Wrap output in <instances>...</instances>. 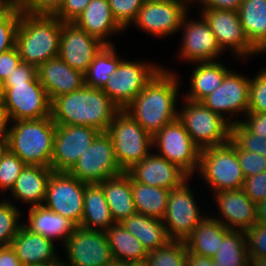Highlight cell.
Wrapping results in <instances>:
<instances>
[{"label":"cell","mask_w":266,"mask_h":266,"mask_svg":"<svg viewBox=\"0 0 266 266\" xmlns=\"http://www.w3.org/2000/svg\"><path fill=\"white\" fill-rule=\"evenodd\" d=\"M177 72L164 65L124 109L152 136L178 119V103L182 98L180 88L185 84Z\"/></svg>","instance_id":"6da1fadb"},{"label":"cell","mask_w":266,"mask_h":266,"mask_svg":"<svg viewBox=\"0 0 266 266\" xmlns=\"http://www.w3.org/2000/svg\"><path fill=\"white\" fill-rule=\"evenodd\" d=\"M121 110L99 88L83 86L51 101V118L56 125H85L106 132Z\"/></svg>","instance_id":"7a4b0ae2"},{"label":"cell","mask_w":266,"mask_h":266,"mask_svg":"<svg viewBox=\"0 0 266 266\" xmlns=\"http://www.w3.org/2000/svg\"><path fill=\"white\" fill-rule=\"evenodd\" d=\"M62 21L55 16L21 12L16 48L22 62L38 68L59 53Z\"/></svg>","instance_id":"3957f363"},{"label":"cell","mask_w":266,"mask_h":266,"mask_svg":"<svg viewBox=\"0 0 266 266\" xmlns=\"http://www.w3.org/2000/svg\"><path fill=\"white\" fill-rule=\"evenodd\" d=\"M56 124L51 116L9 122L8 150L26 165L50 167Z\"/></svg>","instance_id":"277c9868"},{"label":"cell","mask_w":266,"mask_h":266,"mask_svg":"<svg viewBox=\"0 0 266 266\" xmlns=\"http://www.w3.org/2000/svg\"><path fill=\"white\" fill-rule=\"evenodd\" d=\"M199 177V178H197ZM199 179V181H197ZM193 180L205 188L210 196L220 191L242 189L245 176L237 156L236 146L229 141L225 145L202 149L200 152L199 168ZM204 182V183H203ZM204 190V191H203ZM211 192V193H210Z\"/></svg>","instance_id":"5b68a950"},{"label":"cell","mask_w":266,"mask_h":266,"mask_svg":"<svg viewBox=\"0 0 266 266\" xmlns=\"http://www.w3.org/2000/svg\"><path fill=\"white\" fill-rule=\"evenodd\" d=\"M191 180L193 181V178H189L180 187L170 191L162 222L171 240L184 241L209 214L207 209L209 202L206 201L205 204V201L202 200L205 198H200L197 195L195 191H198L199 188L197 189L193 184L195 182ZM198 200L202 202L200 203ZM203 202L207 208L204 207Z\"/></svg>","instance_id":"8992f818"},{"label":"cell","mask_w":266,"mask_h":266,"mask_svg":"<svg viewBox=\"0 0 266 266\" xmlns=\"http://www.w3.org/2000/svg\"><path fill=\"white\" fill-rule=\"evenodd\" d=\"M179 104L178 120L201 150L225 145L230 141L231 124L222 116L211 111L202 102L182 97Z\"/></svg>","instance_id":"52a82bcc"},{"label":"cell","mask_w":266,"mask_h":266,"mask_svg":"<svg viewBox=\"0 0 266 266\" xmlns=\"http://www.w3.org/2000/svg\"><path fill=\"white\" fill-rule=\"evenodd\" d=\"M106 133L112 139L114 155L123 172L153 150L152 135L124 110L115 116Z\"/></svg>","instance_id":"ba28073f"},{"label":"cell","mask_w":266,"mask_h":266,"mask_svg":"<svg viewBox=\"0 0 266 266\" xmlns=\"http://www.w3.org/2000/svg\"><path fill=\"white\" fill-rule=\"evenodd\" d=\"M216 37L221 50L232 55V61L246 66L249 59L262 57L245 35L239 11L225 9H198ZM228 51V52H227Z\"/></svg>","instance_id":"9c48e42d"},{"label":"cell","mask_w":266,"mask_h":266,"mask_svg":"<svg viewBox=\"0 0 266 266\" xmlns=\"http://www.w3.org/2000/svg\"><path fill=\"white\" fill-rule=\"evenodd\" d=\"M130 59L124 57L120 61L115 74L102 88L120 110H124L163 68L160 61Z\"/></svg>","instance_id":"30bf717a"},{"label":"cell","mask_w":266,"mask_h":266,"mask_svg":"<svg viewBox=\"0 0 266 266\" xmlns=\"http://www.w3.org/2000/svg\"><path fill=\"white\" fill-rule=\"evenodd\" d=\"M190 10L184 17L178 34L181 36L180 43L175 51V57L186 64L195 62H215L222 60L225 53L217 43L214 33L208 22L200 14L195 15ZM193 13V15L190 14ZM179 48V49H178Z\"/></svg>","instance_id":"8fae6325"},{"label":"cell","mask_w":266,"mask_h":266,"mask_svg":"<svg viewBox=\"0 0 266 266\" xmlns=\"http://www.w3.org/2000/svg\"><path fill=\"white\" fill-rule=\"evenodd\" d=\"M152 147L156 154L178 166L190 178L197 173L201 149L178 119L152 136Z\"/></svg>","instance_id":"7c38bea8"},{"label":"cell","mask_w":266,"mask_h":266,"mask_svg":"<svg viewBox=\"0 0 266 266\" xmlns=\"http://www.w3.org/2000/svg\"><path fill=\"white\" fill-rule=\"evenodd\" d=\"M249 84L250 75L233 67L222 84L201 102L231 125L240 123L248 112Z\"/></svg>","instance_id":"4fadbf2b"},{"label":"cell","mask_w":266,"mask_h":266,"mask_svg":"<svg viewBox=\"0 0 266 266\" xmlns=\"http://www.w3.org/2000/svg\"><path fill=\"white\" fill-rule=\"evenodd\" d=\"M190 9L175 0H146L136 20L129 28L146 33L157 40L177 35L185 15Z\"/></svg>","instance_id":"5bb4252c"},{"label":"cell","mask_w":266,"mask_h":266,"mask_svg":"<svg viewBox=\"0 0 266 266\" xmlns=\"http://www.w3.org/2000/svg\"><path fill=\"white\" fill-rule=\"evenodd\" d=\"M9 122L51 116V101L40 82L2 83Z\"/></svg>","instance_id":"9a60e30c"},{"label":"cell","mask_w":266,"mask_h":266,"mask_svg":"<svg viewBox=\"0 0 266 266\" xmlns=\"http://www.w3.org/2000/svg\"><path fill=\"white\" fill-rule=\"evenodd\" d=\"M68 173L87 184L101 183L123 173L116 161L111 137L101 132Z\"/></svg>","instance_id":"2e32d148"},{"label":"cell","mask_w":266,"mask_h":266,"mask_svg":"<svg viewBox=\"0 0 266 266\" xmlns=\"http://www.w3.org/2000/svg\"><path fill=\"white\" fill-rule=\"evenodd\" d=\"M61 251V266H106L114 260L105 231L78 227Z\"/></svg>","instance_id":"e0dca14e"},{"label":"cell","mask_w":266,"mask_h":266,"mask_svg":"<svg viewBox=\"0 0 266 266\" xmlns=\"http://www.w3.org/2000/svg\"><path fill=\"white\" fill-rule=\"evenodd\" d=\"M85 188L86 183L68 172L53 171L47 184L43 205L80 227Z\"/></svg>","instance_id":"ac0fdd59"},{"label":"cell","mask_w":266,"mask_h":266,"mask_svg":"<svg viewBox=\"0 0 266 266\" xmlns=\"http://www.w3.org/2000/svg\"><path fill=\"white\" fill-rule=\"evenodd\" d=\"M100 133L85 125H56L50 168L68 172Z\"/></svg>","instance_id":"d6986e66"},{"label":"cell","mask_w":266,"mask_h":266,"mask_svg":"<svg viewBox=\"0 0 266 266\" xmlns=\"http://www.w3.org/2000/svg\"><path fill=\"white\" fill-rule=\"evenodd\" d=\"M211 199L213 205L210 204ZM210 200H208V205H211L208 206V212L229 230L246 232L257 222L256 204L242 189L213 193Z\"/></svg>","instance_id":"ffe728a7"},{"label":"cell","mask_w":266,"mask_h":266,"mask_svg":"<svg viewBox=\"0 0 266 266\" xmlns=\"http://www.w3.org/2000/svg\"><path fill=\"white\" fill-rule=\"evenodd\" d=\"M104 46V43L73 22H62L58 56L72 69L85 74Z\"/></svg>","instance_id":"44dd1931"},{"label":"cell","mask_w":266,"mask_h":266,"mask_svg":"<svg viewBox=\"0 0 266 266\" xmlns=\"http://www.w3.org/2000/svg\"><path fill=\"white\" fill-rule=\"evenodd\" d=\"M127 173L141 184L175 190L190 177L178 166L168 162L153 150Z\"/></svg>","instance_id":"7402d4cb"},{"label":"cell","mask_w":266,"mask_h":266,"mask_svg":"<svg viewBox=\"0 0 266 266\" xmlns=\"http://www.w3.org/2000/svg\"><path fill=\"white\" fill-rule=\"evenodd\" d=\"M54 241L20 226L10 246L23 266H61V254Z\"/></svg>","instance_id":"603a6c76"},{"label":"cell","mask_w":266,"mask_h":266,"mask_svg":"<svg viewBox=\"0 0 266 266\" xmlns=\"http://www.w3.org/2000/svg\"><path fill=\"white\" fill-rule=\"evenodd\" d=\"M22 212L27 215H22V225L32 233L54 241L60 250L78 228L74 222L44 205L28 207Z\"/></svg>","instance_id":"cb8c5ba5"},{"label":"cell","mask_w":266,"mask_h":266,"mask_svg":"<svg viewBox=\"0 0 266 266\" xmlns=\"http://www.w3.org/2000/svg\"><path fill=\"white\" fill-rule=\"evenodd\" d=\"M52 172L50 167L26 165L7 193V198H3L20 208L23 204L24 208L43 205Z\"/></svg>","instance_id":"d4e9b609"},{"label":"cell","mask_w":266,"mask_h":266,"mask_svg":"<svg viewBox=\"0 0 266 266\" xmlns=\"http://www.w3.org/2000/svg\"><path fill=\"white\" fill-rule=\"evenodd\" d=\"M37 76L50 101L85 85L84 74L72 69L59 56L41 64L37 68Z\"/></svg>","instance_id":"484cf974"},{"label":"cell","mask_w":266,"mask_h":266,"mask_svg":"<svg viewBox=\"0 0 266 266\" xmlns=\"http://www.w3.org/2000/svg\"><path fill=\"white\" fill-rule=\"evenodd\" d=\"M73 23L105 45H115L111 39L126 33L113 17L109 0H91Z\"/></svg>","instance_id":"4316f807"},{"label":"cell","mask_w":266,"mask_h":266,"mask_svg":"<svg viewBox=\"0 0 266 266\" xmlns=\"http://www.w3.org/2000/svg\"><path fill=\"white\" fill-rule=\"evenodd\" d=\"M189 66L192 67L188 74V89L183 88L182 97L195 102H201L216 90L232 69L229 64L227 66L224 59L215 62H195Z\"/></svg>","instance_id":"83f0119b"},{"label":"cell","mask_w":266,"mask_h":266,"mask_svg":"<svg viewBox=\"0 0 266 266\" xmlns=\"http://www.w3.org/2000/svg\"><path fill=\"white\" fill-rule=\"evenodd\" d=\"M106 201L115 223H121L136 213L131 189V176L123 172L101 183Z\"/></svg>","instance_id":"f1b7e54d"},{"label":"cell","mask_w":266,"mask_h":266,"mask_svg":"<svg viewBox=\"0 0 266 266\" xmlns=\"http://www.w3.org/2000/svg\"><path fill=\"white\" fill-rule=\"evenodd\" d=\"M114 223L102 186L86 183L80 228L106 231Z\"/></svg>","instance_id":"f546056e"},{"label":"cell","mask_w":266,"mask_h":266,"mask_svg":"<svg viewBox=\"0 0 266 266\" xmlns=\"http://www.w3.org/2000/svg\"><path fill=\"white\" fill-rule=\"evenodd\" d=\"M238 11L246 37L264 58L266 55V0H243Z\"/></svg>","instance_id":"4dcf8cb0"},{"label":"cell","mask_w":266,"mask_h":266,"mask_svg":"<svg viewBox=\"0 0 266 266\" xmlns=\"http://www.w3.org/2000/svg\"><path fill=\"white\" fill-rule=\"evenodd\" d=\"M121 224L141 242L148 253L161 248L171 240L162 220L157 218L136 212Z\"/></svg>","instance_id":"1f68e13d"},{"label":"cell","mask_w":266,"mask_h":266,"mask_svg":"<svg viewBox=\"0 0 266 266\" xmlns=\"http://www.w3.org/2000/svg\"><path fill=\"white\" fill-rule=\"evenodd\" d=\"M226 227L210 213L184 240L188 252L213 258L219 250Z\"/></svg>","instance_id":"d6a6232c"},{"label":"cell","mask_w":266,"mask_h":266,"mask_svg":"<svg viewBox=\"0 0 266 266\" xmlns=\"http://www.w3.org/2000/svg\"><path fill=\"white\" fill-rule=\"evenodd\" d=\"M105 234L114 260L135 264L146 262L149 253L121 223H114L105 231Z\"/></svg>","instance_id":"836d02e7"},{"label":"cell","mask_w":266,"mask_h":266,"mask_svg":"<svg viewBox=\"0 0 266 266\" xmlns=\"http://www.w3.org/2000/svg\"><path fill=\"white\" fill-rule=\"evenodd\" d=\"M131 189L137 213L162 220L170 190L136 182L131 177Z\"/></svg>","instance_id":"e575fe53"},{"label":"cell","mask_w":266,"mask_h":266,"mask_svg":"<svg viewBox=\"0 0 266 266\" xmlns=\"http://www.w3.org/2000/svg\"><path fill=\"white\" fill-rule=\"evenodd\" d=\"M212 260L220 264V266H248L250 257L246 233L226 228L223 241Z\"/></svg>","instance_id":"d590c367"},{"label":"cell","mask_w":266,"mask_h":266,"mask_svg":"<svg viewBox=\"0 0 266 266\" xmlns=\"http://www.w3.org/2000/svg\"><path fill=\"white\" fill-rule=\"evenodd\" d=\"M116 48V45H105L95 56L84 74L85 86L102 89L115 74L117 66L124 58Z\"/></svg>","instance_id":"8d00e7d4"},{"label":"cell","mask_w":266,"mask_h":266,"mask_svg":"<svg viewBox=\"0 0 266 266\" xmlns=\"http://www.w3.org/2000/svg\"><path fill=\"white\" fill-rule=\"evenodd\" d=\"M187 247L183 240H170L161 248L149 252L147 266H186Z\"/></svg>","instance_id":"74e56055"},{"label":"cell","mask_w":266,"mask_h":266,"mask_svg":"<svg viewBox=\"0 0 266 266\" xmlns=\"http://www.w3.org/2000/svg\"><path fill=\"white\" fill-rule=\"evenodd\" d=\"M23 209L0 196V244L10 246L22 225Z\"/></svg>","instance_id":"f35d334b"},{"label":"cell","mask_w":266,"mask_h":266,"mask_svg":"<svg viewBox=\"0 0 266 266\" xmlns=\"http://www.w3.org/2000/svg\"><path fill=\"white\" fill-rule=\"evenodd\" d=\"M26 164L8 149L0 157V195L6 197ZM4 193V194H2Z\"/></svg>","instance_id":"ab89813d"},{"label":"cell","mask_w":266,"mask_h":266,"mask_svg":"<svg viewBox=\"0 0 266 266\" xmlns=\"http://www.w3.org/2000/svg\"><path fill=\"white\" fill-rule=\"evenodd\" d=\"M230 141L239 149L266 157V137L251 133L241 122L231 125Z\"/></svg>","instance_id":"60d3db41"},{"label":"cell","mask_w":266,"mask_h":266,"mask_svg":"<svg viewBox=\"0 0 266 266\" xmlns=\"http://www.w3.org/2000/svg\"><path fill=\"white\" fill-rule=\"evenodd\" d=\"M254 75V76H253ZM250 74L248 112H266V65Z\"/></svg>","instance_id":"b9f144b4"},{"label":"cell","mask_w":266,"mask_h":266,"mask_svg":"<svg viewBox=\"0 0 266 266\" xmlns=\"http://www.w3.org/2000/svg\"><path fill=\"white\" fill-rule=\"evenodd\" d=\"M21 12L13 6L0 18V54L15 47Z\"/></svg>","instance_id":"7bdbcfd3"},{"label":"cell","mask_w":266,"mask_h":266,"mask_svg":"<svg viewBox=\"0 0 266 266\" xmlns=\"http://www.w3.org/2000/svg\"><path fill=\"white\" fill-rule=\"evenodd\" d=\"M146 0H109L113 17L117 23L129 32V27L136 20L139 10Z\"/></svg>","instance_id":"ee69618b"},{"label":"cell","mask_w":266,"mask_h":266,"mask_svg":"<svg viewBox=\"0 0 266 266\" xmlns=\"http://www.w3.org/2000/svg\"><path fill=\"white\" fill-rule=\"evenodd\" d=\"M250 258H266V224L256 222L246 232Z\"/></svg>","instance_id":"f6af8a7d"},{"label":"cell","mask_w":266,"mask_h":266,"mask_svg":"<svg viewBox=\"0 0 266 266\" xmlns=\"http://www.w3.org/2000/svg\"><path fill=\"white\" fill-rule=\"evenodd\" d=\"M63 2L64 0H18L17 7L31 15L54 16Z\"/></svg>","instance_id":"bcb514c9"},{"label":"cell","mask_w":266,"mask_h":266,"mask_svg":"<svg viewBox=\"0 0 266 266\" xmlns=\"http://www.w3.org/2000/svg\"><path fill=\"white\" fill-rule=\"evenodd\" d=\"M236 152L245 178L266 171V157L254 152L239 150L237 147Z\"/></svg>","instance_id":"7dc6e473"},{"label":"cell","mask_w":266,"mask_h":266,"mask_svg":"<svg viewBox=\"0 0 266 266\" xmlns=\"http://www.w3.org/2000/svg\"><path fill=\"white\" fill-rule=\"evenodd\" d=\"M244 193L257 205L266 199V171L245 178Z\"/></svg>","instance_id":"c3c4849f"},{"label":"cell","mask_w":266,"mask_h":266,"mask_svg":"<svg viewBox=\"0 0 266 266\" xmlns=\"http://www.w3.org/2000/svg\"><path fill=\"white\" fill-rule=\"evenodd\" d=\"M91 0H64L60 10L54 15L62 22H74Z\"/></svg>","instance_id":"681fc988"},{"label":"cell","mask_w":266,"mask_h":266,"mask_svg":"<svg viewBox=\"0 0 266 266\" xmlns=\"http://www.w3.org/2000/svg\"><path fill=\"white\" fill-rule=\"evenodd\" d=\"M22 59L16 46L0 54V82L3 83L14 69L19 66Z\"/></svg>","instance_id":"f907efd6"},{"label":"cell","mask_w":266,"mask_h":266,"mask_svg":"<svg viewBox=\"0 0 266 266\" xmlns=\"http://www.w3.org/2000/svg\"><path fill=\"white\" fill-rule=\"evenodd\" d=\"M40 82L37 76V68L34 65L21 62L13 73L3 83Z\"/></svg>","instance_id":"816d5d0a"},{"label":"cell","mask_w":266,"mask_h":266,"mask_svg":"<svg viewBox=\"0 0 266 266\" xmlns=\"http://www.w3.org/2000/svg\"><path fill=\"white\" fill-rule=\"evenodd\" d=\"M241 123L253 134L266 137V112H247Z\"/></svg>","instance_id":"f5cc1de1"},{"label":"cell","mask_w":266,"mask_h":266,"mask_svg":"<svg viewBox=\"0 0 266 266\" xmlns=\"http://www.w3.org/2000/svg\"><path fill=\"white\" fill-rule=\"evenodd\" d=\"M243 0H198L194 8L238 11Z\"/></svg>","instance_id":"db71d44e"},{"label":"cell","mask_w":266,"mask_h":266,"mask_svg":"<svg viewBox=\"0 0 266 266\" xmlns=\"http://www.w3.org/2000/svg\"><path fill=\"white\" fill-rule=\"evenodd\" d=\"M0 266H23L11 246H4L0 251Z\"/></svg>","instance_id":"11a10c76"},{"label":"cell","mask_w":266,"mask_h":266,"mask_svg":"<svg viewBox=\"0 0 266 266\" xmlns=\"http://www.w3.org/2000/svg\"><path fill=\"white\" fill-rule=\"evenodd\" d=\"M186 266H208V257L187 251Z\"/></svg>","instance_id":"9f6ffc18"},{"label":"cell","mask_w":266,"mask_h":266,"mask_svg":"<svg viewBox=\"0 0 266 266\" xmlns=\"http://www.w3.org/2000/svg\"><path fill=\"white\" fill-rule=\"evenodd\" d=\"M9 128V119L6 113V109L3 100H0V133H7Z\"/></svg>","instance_id":"6f0895ef"},{"label":"cell","mask_w":266,"mask_h":266,"mask_svg":"<svg viewBox=\"0 0 266 266\" xmlns=\"http://www.w3.org/2000/svg\"><path fill=\"white\" fill-rule=\"evenodd\" d=\"M257 221L266 224V199L256 205Z\"/></svg>","instance_id":"680465c9"},{"label":"cell","mask_w":266,"mask_h":266,"mask_svg":"<svg viewBox=\"0 0 266 266\" xmlns=\"http://www.w3.org/2000/svg\"><path fill=\"white\" fill-rule=\"evenodd\" d=\"M7 149V133H0V157Z\"/></svg>","instance_id":"91938a15"},{"label":"cell","mask_w":266,"mask_h":266,"mask_svg":"<svg viewBox=\"0 0 266 266\" xmlns=\"http://www.w3.org/2000/svg\"><path fill=\"white\" fill-rule=\"evenodd\" d=\"M11 8V6L5 1L0 0V18Z\"/></svg>","instance_id":"94428289"},{"label":"cell","mask_w":266,"mask_h":266,"mask_svg":"<svg viewBox=\"0 0 266 266\" xmlns=\"http://www.w3.org/2000/svg\"><path fill=\"white\" fill-rule=\"evenodd\" d=\"M253 266H266V258H250Z\"/></svg>","instance_id":"6125c7cd"},{"label":"cell","mask_w":266,"mask_h":266,"mask_svg":"<svg viewBox=\"0 0 266 266\" xmlns=\"http://www.w3.org/2000/svg\"><path fill=\"white\" fill-rule=\"evenodd\" d=\"M106 266H134V263L119 261V260H113L109 265H106Z\"/></svg>","instance_id":"be15d7a7"},{"label":"cell","mask_w":266,"mask_h":266,"mask_svg":"<svg viewBox=\"0 0 266 266\" xmlns=\"http://www.w3.org/2000/svg\"><path fill=\"white\" fill-rule=\"evenodd\" d=\"M179 1L183 4H185L190 10L194 8L195 5H197L198 0H175Z\"/></svg>","instance_id":"e7e4bbea"},{"label":"cell","mask_w":266,"mask_h":266,"mask_svg":"<svg viewBox=\"0 0 266 266\" xmlns=\"http://www.w3.org/2000/svg\"><path fill=\"white\" fill-rule=\"evenodd\" d=\"M208 266H220V264L216 263L212 260V258L208 257Z\"/></svg>","instance_id":"03108f58"},{"label":"cell","mask_w":266,"mask_h":266,"mask_svg":"<svg viewBox=\"0 0 266 266\" xmlns=\"http://www.w3.org/2000/svg\"><path fill=\"white\" fill-rule=\"evenodd\" d=\"M11 7L17 6L18 0H5Z\"/></svg>","instance_id":"003e7915"},{"label":"cell","mask_w":266,"mask_h":266,"mask_svg":"<svg viewBox=\"0 0 266 266\" xmlns=\"http://www.w3.org/2000/svg\"><path fill=\"white\" fill-rule=\"evenodd\" d=\"M2 96H3L2 83L0 82V100L2 99Z\"/></svg>","instance_id":"a7ac6f4b"},{"label":"cell","mask_w":266,"mask_h":266,"mask_svg":"<svg viewBox=\"0 0 266 266\" xmlns=\"http://www.w3.org/2000/svg\"><path fill=\"white\" fill-rule=\"evenodd\" d=\"M134 266H147L145 263H143V264H135L134 263Z\"/></svg>","instance_id":"89a4df30"},{"label":"cell","mask_w":266,"mask_h":266,"mask_svg":"<svg viewBox=\"0 0 266 266\" xmlns=\"http://www.w3.org/2000/svg\"><path fill=\"white\" fill-rule=\"evenodd\" d=\"M29 266H49V265H29Z\"/></svg>","instance_id":"2644e50d"}]
</instances>
